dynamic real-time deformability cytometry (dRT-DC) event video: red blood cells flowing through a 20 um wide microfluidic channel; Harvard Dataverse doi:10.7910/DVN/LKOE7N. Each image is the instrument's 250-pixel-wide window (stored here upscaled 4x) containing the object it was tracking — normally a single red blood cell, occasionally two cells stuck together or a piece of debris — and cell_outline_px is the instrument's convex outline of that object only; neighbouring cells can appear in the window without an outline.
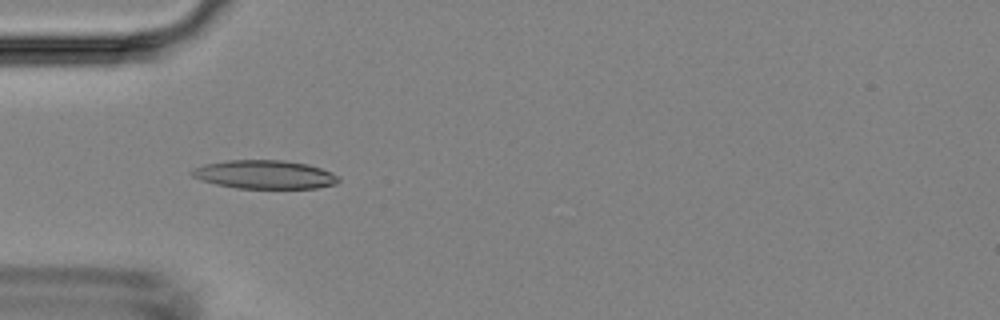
{"species": "Egyptian fruit bat (a non-hibernating species)", "species_latin": "Rousettus aegyptiacus", "temperature_condition": "room temperature", "stored_images_in_passage": 49, "camera_frame_rate_fps": 3000, "um_per_image_px": 0.085, "animal": {"sex": "female"}, "frame": {"image": 1, "passage_image": 15, "time_ms": 4.667, "image_size_px": [1000, 320], "cell_outline_px": [[340, 180], [336, 184], [316, 188], [236, 188], [216, 184], [200, 180], [192, 176], [188, 172], [192, 168], [204, 164], [228, 160], [284, 160], [308, 164], [332, 172]], "centroid_in_image_um": [22.45, 14.83], "position_along_channel_um": 62.5, "area_um2": 24.51}}
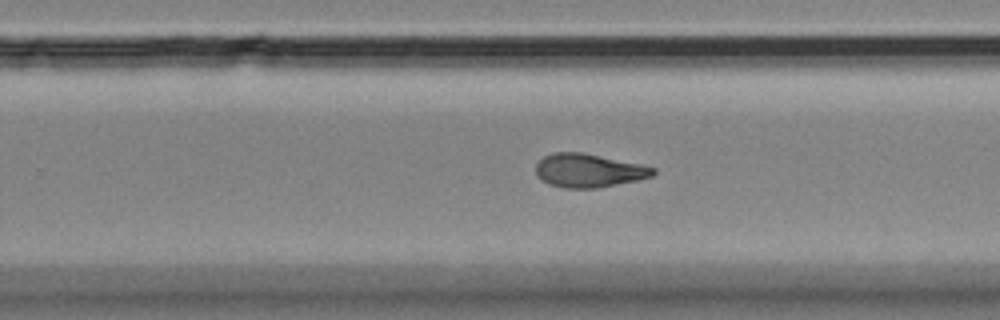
{"frame": {"image": 2, "passage_image": 31, "time_ms": 10.0, "image_size_px": [1000, 320], "cell_outline_px": [[656, 172], [652, 176], [636, 180], [596, 188], [564, 188], [548, 184], [540, 180], [536, 176], [536, 164], [544, 156], [552, 152], [584, 152], [640, 164], [656, 168]], "centroid_in_image_um": [50.0, 14.49], "position_along_channel_um": 279.8, "area_um2": 23.0}}
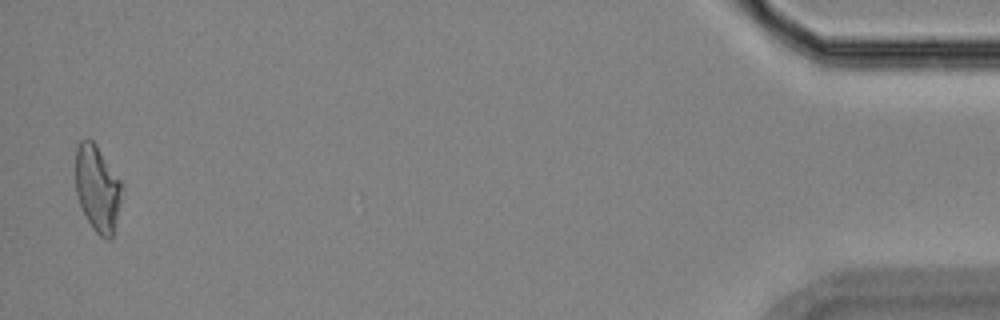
{"frame": {"image": 3, "passage_image": 48, "time_ms": 15.667, "image_size_px": [1000, 320], "cell_outline_px": [[124, 188], [112, 236], [108, 240], [100, 236], [92, 228], [80, 204], [76, 192], [76, 148], [80, 140], [92, 140], [96, 144], [120, 180]], "centroid_in_image_um": [8.29, 16.01], "position_along_channel_um": 426.9, "area_um2": 23.06}}